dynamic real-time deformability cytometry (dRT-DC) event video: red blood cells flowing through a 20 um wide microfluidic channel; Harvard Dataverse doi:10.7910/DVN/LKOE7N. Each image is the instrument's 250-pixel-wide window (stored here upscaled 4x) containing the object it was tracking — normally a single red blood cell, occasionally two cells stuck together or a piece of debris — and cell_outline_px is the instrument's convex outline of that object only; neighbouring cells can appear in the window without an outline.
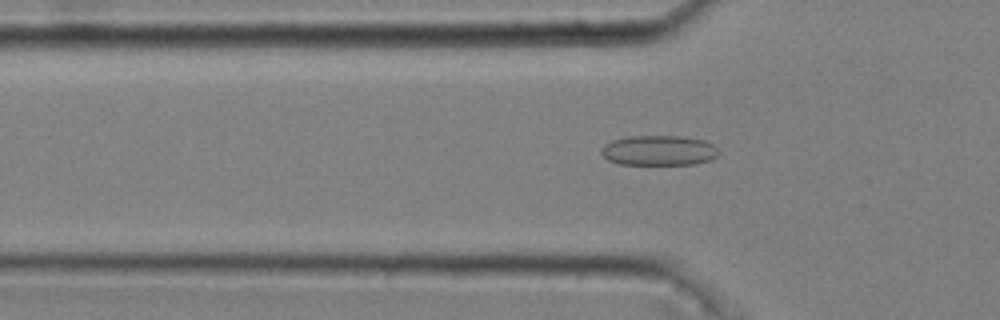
{"species": "common noctule bat (a hibernating species)", "species_latin": "Nyctalus noctula", "temperature_condition": "cold", "stored_images_in_passage": 50, "camera_frame_rate_fps": 3000, "um_per_image_px": 0.085, "animal": {"sex": "male", "body_mass_g": 20.4}, "frame": {"image": 1, "passage_image": 17, "time_ms": 5.333, "image_size_px": [1000, 320], "cell_outline_px": [[720, 152], [712, 160], [696, 164], [620, 164], [608, 160], [600, 152], [600, 148], [604, 144], [612, 140], [628, 136], [684, 136], [704, 140], [712, 144]], "centroid_in_image_um": [56.0, 12.78], "position_along_channel_um": 69.8, "area_um2": 20.75}}
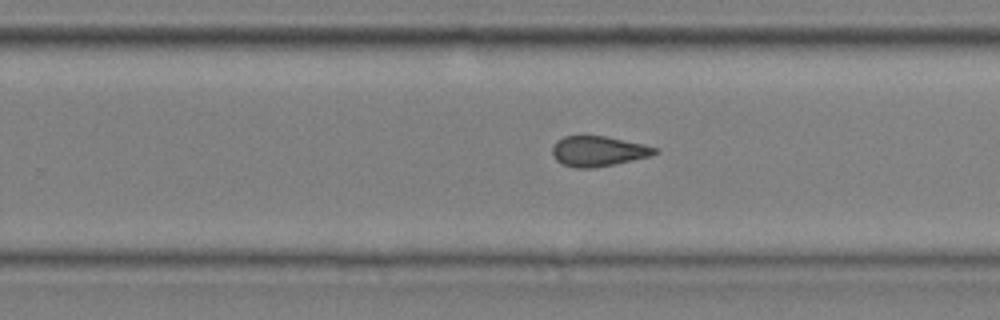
{"frame": {"image": 2, "passage_image": 34, "time_ms": 11.0, "image_size_px": [1000, 320], "cell_outline_px": [[660, 152], [648, 156], [632, 160], [592, 168], [576, 168], [564, 164], [556, 160], [552, 156], [552, 148], [556, 140], [564, 136], [584, 132], [644, 144], [660, 148]], "centroid_in_image_um": [50.81, 12.8], "position_along_channel_um": 279.0, "area_um2": 18.55}}
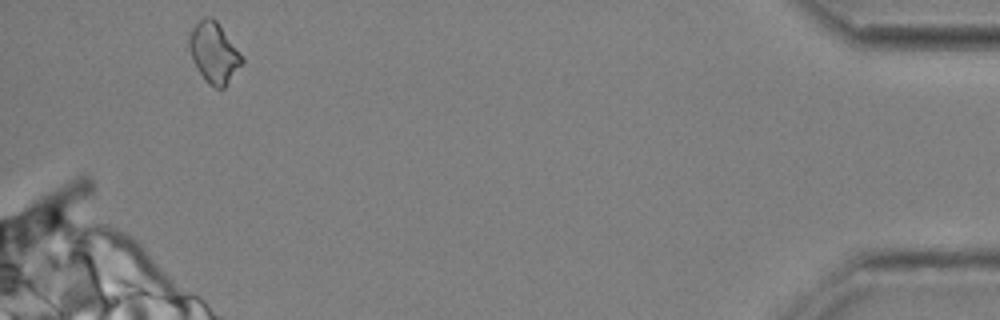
{"frame": {"image": 3, "passage_image": 50, "time_ms": 16.333, "image_size_px": [1000, 320], "cell_outline_px": [[244, 60], [224, 88], [216, 88], [208, 84], [204, 80], [196, 68], [192, 60], [188, 48], [188, 40], [192, 28], [204, 16], [212, 16], [216, 20]], "centroid_in_image_um": [18.13, 4.48], "position_along_channel_um": 417.1, "area_um2": 18.38}, "authors_computed_cell_mechanics": {"area_um2": 18.6116, "velocity_mm_per_s": 3.6921, "shape_relaxation_time_tau1_ms": null, "shape_relaxation_time_tau2_ms": 2.3416, "deformation_change_tau1": null, "deformation_change_tau2": 0.0829}}